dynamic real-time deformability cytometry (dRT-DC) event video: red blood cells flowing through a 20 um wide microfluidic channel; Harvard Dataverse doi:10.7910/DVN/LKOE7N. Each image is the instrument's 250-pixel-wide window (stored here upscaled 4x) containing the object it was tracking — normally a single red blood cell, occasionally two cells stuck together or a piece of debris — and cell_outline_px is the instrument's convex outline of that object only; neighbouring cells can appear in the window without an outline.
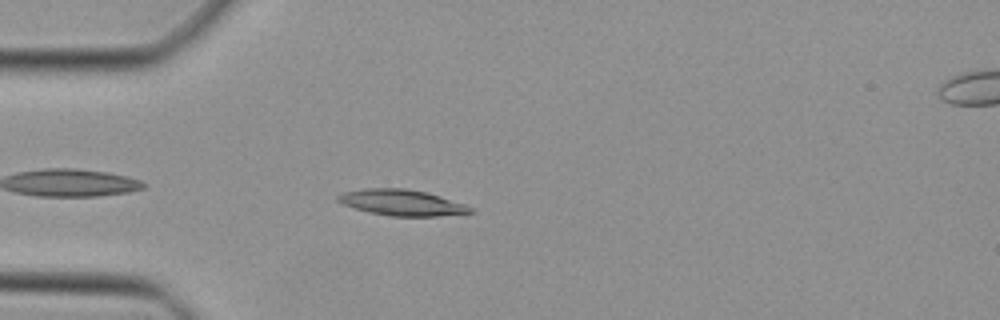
{"species": "Egyptian fruit bat (a non-hibernating species)", "species_latin": "Rousettus aegyptiacus", "temperature_condition": "cold", "stored_images_in_passage": 37, "camera_frame_rate_fps": 3000, "um_per_image_px": 0.085, "animal": {"sex": "female"}, "frame": {"image": 1, "passage_image": 3, "time_ms": 0.667, "image_size_px": [1000, 320], "cell_outline_px": [[476, 212], [436, 216], [388, 216], [368, 212], [344, 204], [336, 200], [336, 196], [344, 192], [364, 188], [404, 188], [424, 192], [440, 196], [464, 204], [472, 208]], "centroid_in_image_um": [34.14, 17.22], "position_along_channel_um": 50.9, "area_um2": 19.88}}
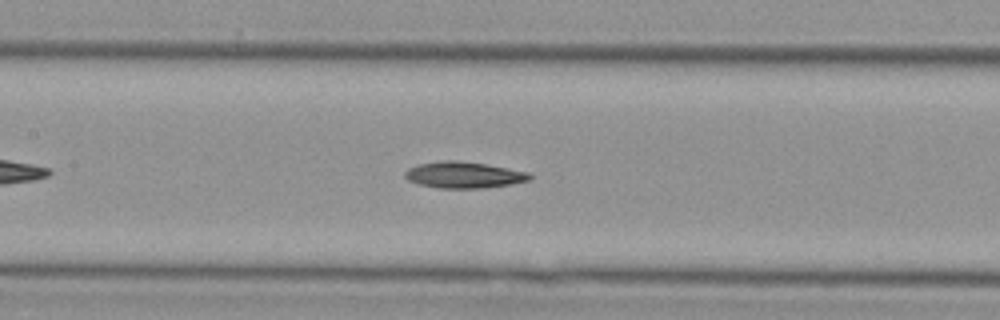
{"frame": {"image": 2, "passage_image": 12, "time_ms": 3.667, "image_size_px": [1000, 320], "cell_outline_px": [[532, 180], [512, 184], [484, 188], [436, 188], [420, 184], [408, 180], [404, 176], [404, 172], [408, 168], [420, 164], [440, 160], [456, 160], [484, 164], [508, 168], [528, 172], [532, 176]], "centroid_in_image_um": [39.43, 14.87], "position_along_channel_um": 168.0, "area_um2": 19.19}}
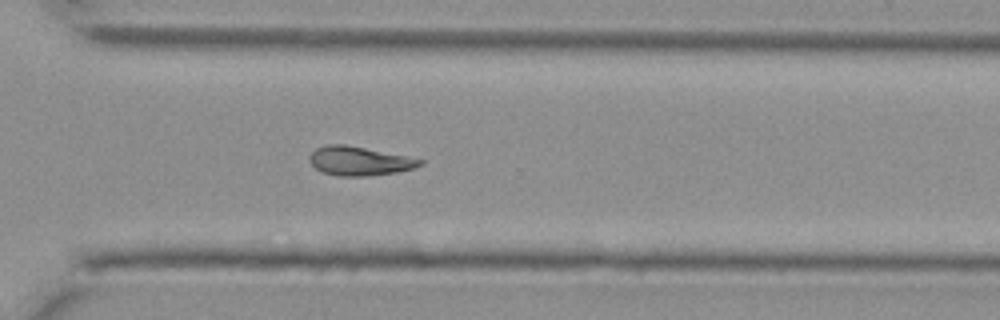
{"frame": {"image": 3, "passage_image": 24, "time_ms": 7.667, "image_size_px": [1000, 320], "cell_outline_px": [[424, 164], [412, 168], [396, 172], [368, 176], [336, 176], [320, 172], [308, 160], [308, 156], [316, 148], [328, 144], [344, 144], [424, 160]], "centroid_in_image_um": [30.48, 13.69], "position_along_channel_um": 340.1, "area_um2": 18.5}}